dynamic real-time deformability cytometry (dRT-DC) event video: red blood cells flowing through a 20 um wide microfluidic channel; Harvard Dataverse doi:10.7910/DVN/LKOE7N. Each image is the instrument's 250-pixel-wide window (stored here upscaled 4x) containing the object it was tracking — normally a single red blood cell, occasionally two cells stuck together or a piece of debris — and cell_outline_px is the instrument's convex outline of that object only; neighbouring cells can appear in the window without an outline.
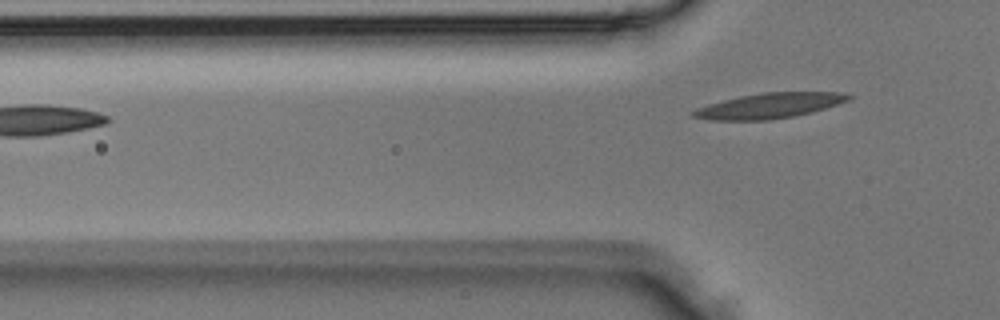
{"species": "Egyptian fruit bat (a non-hibernating species)", "species_latin": "Rousettus aegyptiacus", "temperature_condition": "room temperature", "stored_images_in_passage": 2, "camera_frame_rate_fps": 3000, "um_per_image_px": 0.085, "animal": {"sex": "male"}, "frame": {"image": 1, "passage_image": 2, "time_ms": 0.333, "image_size_px": [1000, 320], "cell_outline_px": [[852, 96], [848, 100], [812, 112], [792, 116], [768, 120], [708, 120], [692, 116], [692, 112], [696, 108], [708, 104], [740, 96], [764, 92], [836, 92]], "centroid_in_image_um": [65.34, 8.99], "position_along_channel_um": 60.5, "area_um2": 22.48}}